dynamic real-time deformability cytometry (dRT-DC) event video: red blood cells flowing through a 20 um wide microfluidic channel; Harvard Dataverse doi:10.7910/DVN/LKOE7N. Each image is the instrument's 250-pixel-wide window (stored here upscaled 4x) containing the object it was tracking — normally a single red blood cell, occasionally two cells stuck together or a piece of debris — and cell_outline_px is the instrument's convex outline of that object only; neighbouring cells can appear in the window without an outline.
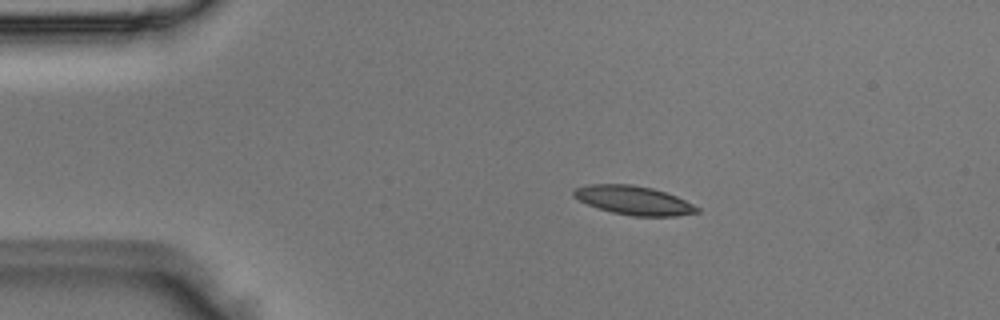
{"species": "Egyptian fruit bat (a non-hibernating species)", "species_latin": "Rousettus aegyptiacus", "temperature_condition": "room temperature", "stored_images_in_passage": 5, "camera_frame_rate_fps": 3000, "um_per_image_px": 0.085, "animal": {"sex": "male"}, "frame": {"image": 1, "passage_image": 2, "time_ms": 0.333, "image_size_px": [1000, 320], "cell_outline_px": [[700, 212], [676, 216], [632, 216], [612, 212], [588, 204], [572, 196], [572, 192], [576, 188], [588, 184], [632, 184], [652, 188], [676, 196], [700, 208]], "centroid_in_image_um": [53.87, 17.02], "position_along_channel_um": 31.1, "area_um2": 20.58}}
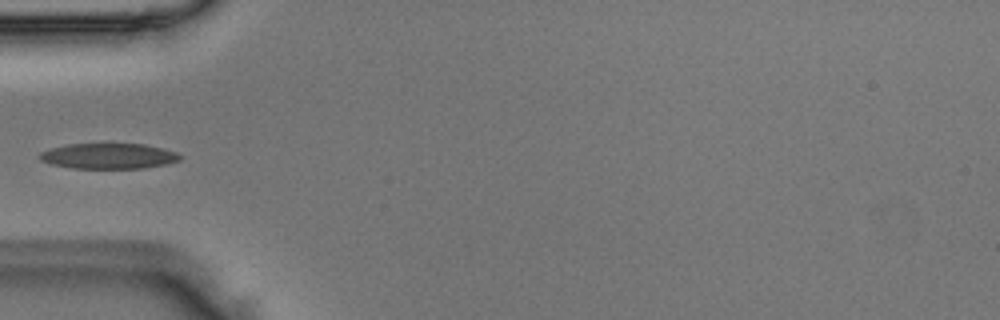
{"frame": {"image": 2, "passage_image": 4, "time_ms": 1.0, "image_size_px": [1000, 320], "cell_outline_px": [[180, 160], [164, 164], [144, 168], [72, 168], [52, 164], [40, 160], [36, 156], [40, 152], [48, 148], [68, 144], [144, 144], [164, 148], [176, 152], [180, 156]], "centroid_in_image_um": [9.17, 13.26], "position_along_channel_um": 75.8, "area_um2": 20.87}}
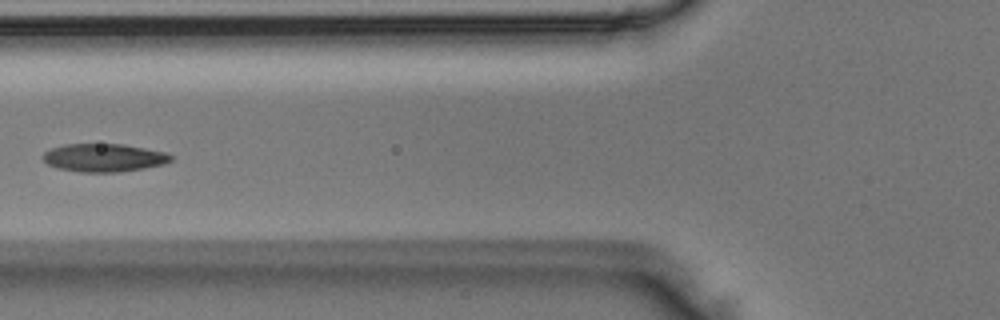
{"frame": {"image": 3, "passage_image": 5, "time_ms": 1.333, "image_size_px": [1000, 320], "cell_outline_px": [[172, 160], [164, 164], [144, 168], [120, 172], [80, 172], [56, 168], [48, 164], [40, 156], [44, 152], [52, 148], [64, 144], [124, 144], [164, 152], [172, 156]], "centroid_in_image_um": [8.8, 13.41], "position_along_channel_um": 117.0, "area_um2": 20.98}}